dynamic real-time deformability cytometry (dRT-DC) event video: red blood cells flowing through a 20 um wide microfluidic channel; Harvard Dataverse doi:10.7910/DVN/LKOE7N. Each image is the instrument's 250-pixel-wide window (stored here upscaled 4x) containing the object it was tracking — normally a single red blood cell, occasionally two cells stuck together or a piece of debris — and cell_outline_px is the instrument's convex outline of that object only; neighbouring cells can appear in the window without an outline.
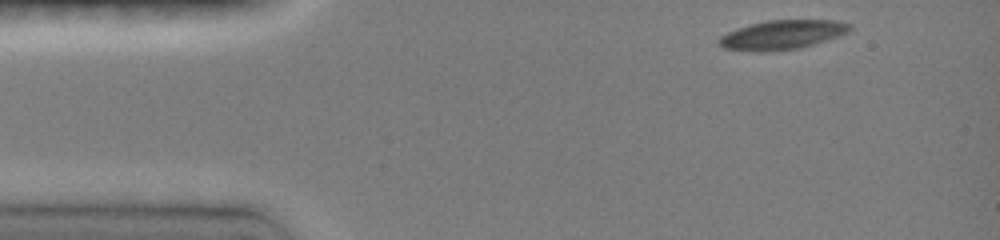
{"species": "common noctule bat (a hibernating species)", "species_latin": "Nyctalus noctula", "temperature_condition": "room temperature", "stored_images_in_passage": 13, "camera_frame_rate_fps": 3000, "um_per_image_px": 0.085, "animal": {"sex": "female", "body_mass_g": 19.0, "forearm_length_mm": 51.5}, "frame": {"image": 1, "passage_image": 1, "time_ms": 0.0, "image_size_px": [1000, 240], "cell_outline_px": [[852, 28], [848, 32], [800, 48], [764, 52], [752, 52], [724, 48], [716, 40], [720, 36], [736, 28], [768, 20], [836, 20], [852, 24]], "centroid_in_image_um": [66.45, 2.96], "position_along_channel_um": 18.5, "area_um2": 22.2}}
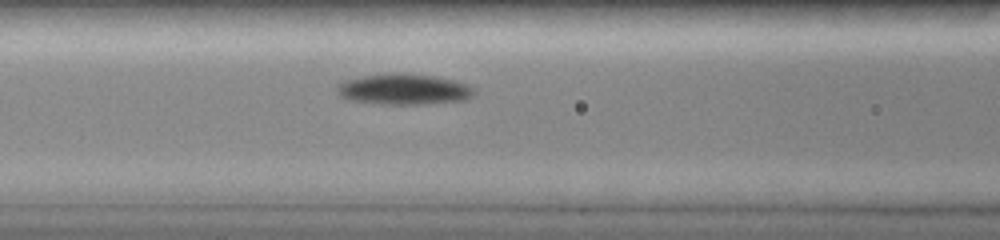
{"frame": {"image": 2, "passage_image": 9, "time_ms": 4.667, "image_size_px": [1000, 240], "cell_outline_px": [[476, 92], [472, 96], [464, 100], [424, 104], [380, 104], [344, 100], [340, 96], [336, 88], [336, 84], [344, 80], [364, 76], [404, 72], [432, 76], [456, 80], [468, 84], [476, 88]], "centroid_in_image_um": [34.32, 7.59], "position_along_channel_um": 132.3, "area_um2": 24.97}}
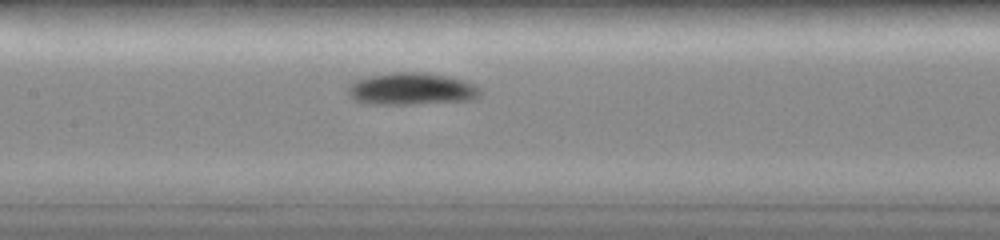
{"frame": {"image": 3, "passage_image": 11, "time_ms": 5.667, "image_size_px": [1000, 240], "cell_outline_px": [[484, 92], [480, 96], [472, 100], [412, 104], [368, 104], [356, 100], [348, 96], [348, 88], [352, 80], [368, 76], [392, 72], [424, 72], [448, 76], [464, 80], [476, 84]], "centroid_in_image_um": [35.0, 7.55], "position_along_channel_um": 172.4, "area_um2": 25.2}}